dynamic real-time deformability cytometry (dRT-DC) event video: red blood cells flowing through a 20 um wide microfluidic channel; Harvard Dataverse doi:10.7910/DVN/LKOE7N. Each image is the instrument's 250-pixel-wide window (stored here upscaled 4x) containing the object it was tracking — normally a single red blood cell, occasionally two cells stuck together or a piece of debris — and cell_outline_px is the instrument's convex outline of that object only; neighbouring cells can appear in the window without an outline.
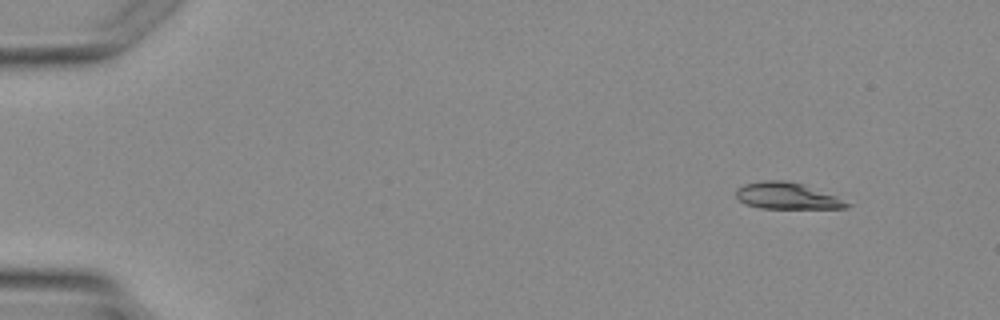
{"species": "Egyptian fruit bat (a non-hibernating species)", "species_latin": "Rousettus aegyptiacus", "temperature_condition": "warm", "stored_images_in_passage": 3, "camera_frame_rate_fps": 3000, "um_per_image_px": 0.085, "animal": {"sex": "female"}, "frame": {"image": 1, "passage_image": 1, "time_ms": 0.0, "image_size_px": [1000, 320], "cell_outline_px": [[852, 204], [848, 208], [760, 208], [744, 204], [736, 196], [736, 188], [744, 184], [764, 180], [784, 180], [804, 184], [836, 196]], "centroid_in_image_um": [66.89, 16.65], "position_along_channel_um": 18.1, "area_um2": 17.17}}